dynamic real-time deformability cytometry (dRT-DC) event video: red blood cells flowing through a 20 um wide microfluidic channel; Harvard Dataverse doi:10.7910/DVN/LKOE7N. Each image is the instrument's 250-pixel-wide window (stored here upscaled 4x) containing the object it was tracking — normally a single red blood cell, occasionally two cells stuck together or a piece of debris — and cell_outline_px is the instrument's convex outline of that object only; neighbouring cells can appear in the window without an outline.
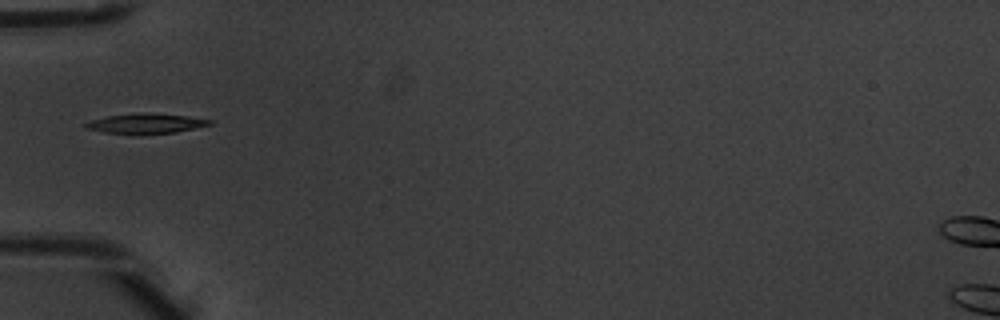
{"species": "common noctule bat (a hibernating species)", "species_latin": "Nyctalus noctula", "temperature_condition": "warm", "stored_images_in_passage": 7, "camera_frame_rate_fps": 3000, "um_per_image_px": 0.085, "animal": {"sex": "male", "body_mass_g": 20.1, "forearm_length_mm": 53.5}, "frame": {"image": 1, "passage_image": 6, "time_ms": 1.667, "image_size_px": [1000, 320], "cell_outline_px": [[212, 124], [176, 132], [140, 136], [104, 132], [84, 128], [84, 124], [92, 120], [108, 116], [136, 112], [144, 112], [188, 116], [212, 120]], "centroid_in_image_um": [12.37, 10.52], "position_along_channel_um": 72.6, "area_um2": 14.85}}